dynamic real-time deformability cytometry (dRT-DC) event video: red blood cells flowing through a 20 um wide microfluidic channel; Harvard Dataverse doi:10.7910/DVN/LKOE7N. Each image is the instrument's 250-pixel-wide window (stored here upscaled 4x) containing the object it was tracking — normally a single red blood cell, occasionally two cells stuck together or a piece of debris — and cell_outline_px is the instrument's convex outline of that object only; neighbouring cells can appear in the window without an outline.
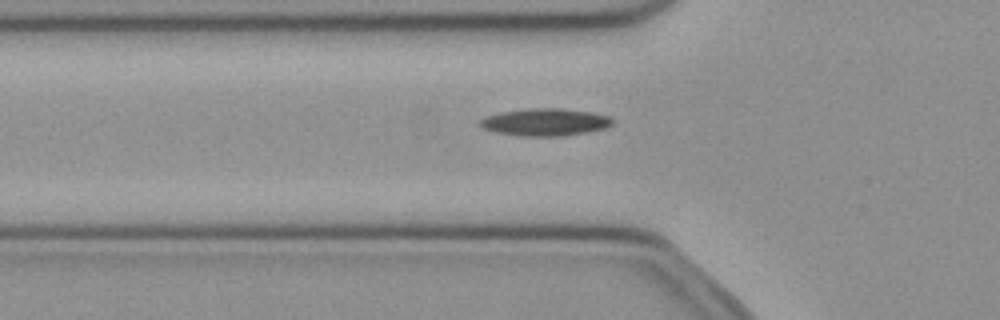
{"species": "common noctule bat (a hibernating species)", "species_latin": "Nyctalus noctula", "temperature_condition": "cold", "stored_images_in_passage": 49, "camera_frame_rate_fps": 3000, "um_per_image_px": 0.085, "animal": {"sex": "female", "body_mass_g": 21.9}, "frame": {"image": 1, "passage_image": 15, "time_ms": 4.667, "image_size_px": [1000, 320], "cell_outline_px": [[612, 124], [608, 128], [588, 132], [560, 136], [520, 136], [496, 132], [484, 128], [476, 124], [480, 120], [488, 116], [500, 112], [524, 108], [560, 108], [592, 112], [608, 116], [612, 120]], "centroid_in_image_um": [46.33, 10.38], "position_along_channel_um": 79.5, "area_um2": 21.21}}
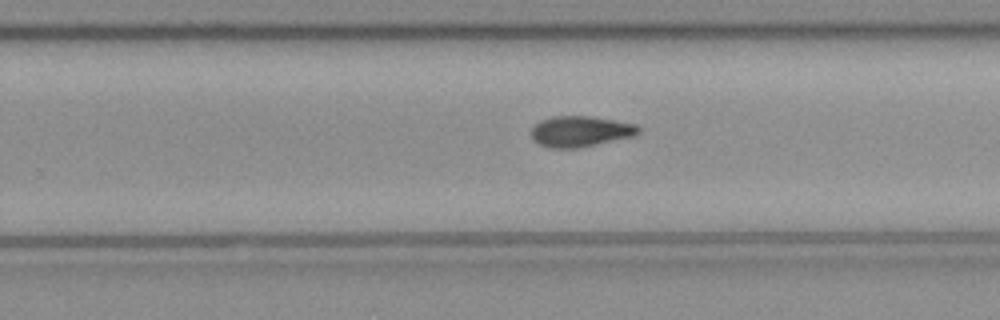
{"frame": {"image": 2, "passage_image": 30, "time_ms": 9.667, "image_size_px": [1000, 320], "cell_outline_px": [[640, 132], [636, 136], [576, 148], [548, 148], [536, 144], [532, 140], [528, 132], [532, 124], [540, 120], [552, 116], [592, 116], [636, 124], [640, 128]], "centroid_in_image_um": [49.25, 11.17], "position_along_channel_um": 280.5, "area_um2": 19.77}}
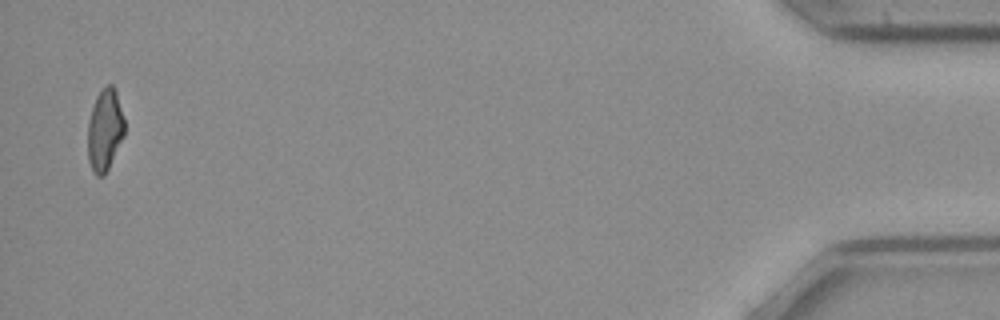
{"frame": {"image": 3, "passage_image": 48, "time_ms": 15.667, "image_size_px": [1000, 320], "cell_outline_px": [[124, 136], [104, 176], [96, 176], [92, 172], [88, 160], [88, 120], [96, 96], [100, 88], [108, 84], [112, 84], [116, 92], [124, 120]], "centroid_in_image_um": [8.89, 11.05], "position_along_channel_um": 426.3, "area_um2": 17.57}}